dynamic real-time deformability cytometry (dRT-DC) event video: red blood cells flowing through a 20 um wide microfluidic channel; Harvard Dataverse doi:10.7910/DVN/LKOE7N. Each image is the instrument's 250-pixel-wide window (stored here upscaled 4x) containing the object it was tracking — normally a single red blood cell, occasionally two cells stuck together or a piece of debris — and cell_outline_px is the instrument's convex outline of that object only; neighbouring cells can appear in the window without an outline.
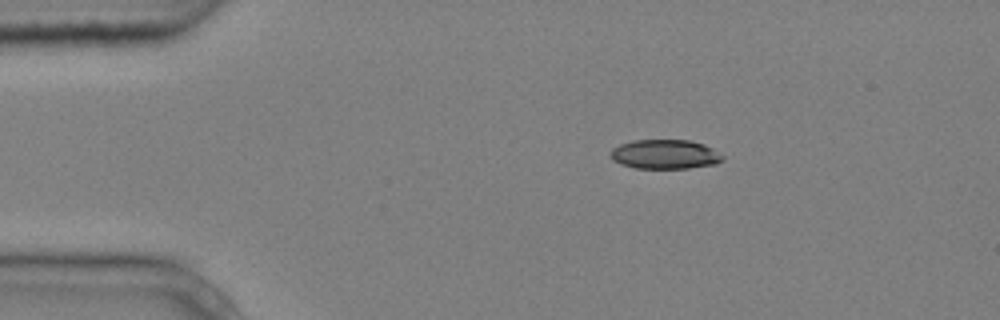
{"species": "common noctule bat (a hibernating species)", "species_latin": "Nyctalus noctula", "temperature_condition": "cold", "stored_images_in_passage": 3, "camera_frame_rate_fps": 3000, "um_per_image_px": 0.085, "animal": {"sex": "male", "body_mass_g": 20.4}, "frame": {"image": 1, "passage_image": 1, "time_ms": 0.0, "image_size_px": [1000, 320], "cell_outline_px": [[724, 160], [716, 164], [688, 168], [636, 168], [620, 164], [612, 160], [608, 156], [608, 152], [612, 148], [620, 144], [632, 140], [688, 140], [704, 144], [712, 148], [724, 156]], "centroid_in_image_um": [56.49, 13.11], "position_along_channel_um": 28.5, "area_um2": 19.42}}
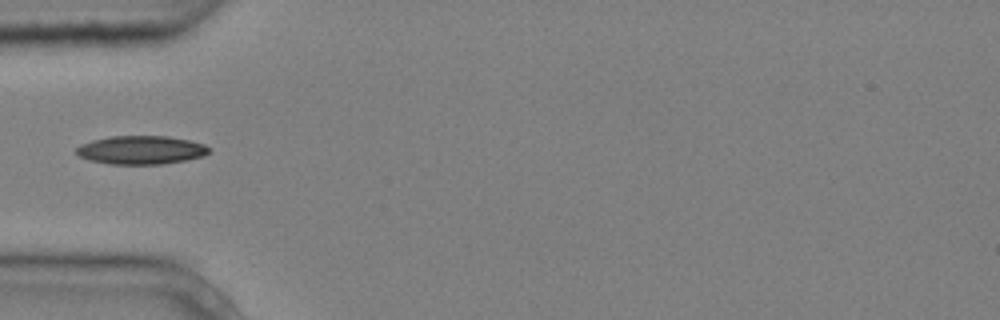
{"frame": {"image": 2, "passage_image": 2, "time_ms": 0.333, "image_size_px": [1000, 320], "cell_outline_px": [[212, 152], [204, 156], [184, 160], [160, 164], [108, 164], [88, 160], [76, 156], [76, 148], [80, 144], [92, 140], [112, 136], [168, 136], [188, 140], [204, 144], [212, 148]], "centroid_in_image_um": [11.98, 12.75], "position_along_channel_um": 73.0, "area_um2": 22.25}}